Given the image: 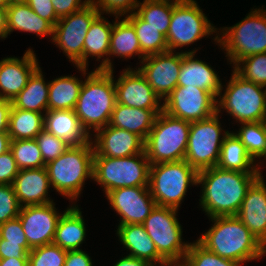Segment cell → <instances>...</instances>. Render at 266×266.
<instances>
[{"instance_id": "cell-1", "label": "cell", "mask_w": 266, "mask_h": 266, "mask_svg": "<svg viewBox=\"0 0 266 266\" xmlns=\"http://www.w3.org/2000/svg\"><path fill=\"white\" fill-rule=\"evenodd\" d=\"M261 173H244L218 167L198 172L197 184H202L200 204L212 217L237 216L248 188Z\"/></svg>"}, {"instance_id": "cell-2", "label": "cell", "mask_w": 266, "mask_h": 266, "mask_svg": "<svg viewBox=\"0 0 266 266\" xmlns=\"http://www.w3.org/2000/svg\"><path fill=\"white\" fill-rule=\"evenodd\" d=\"M112 66L110 59H104L81 86L74 111L88 134L89 129L97 131L110 123L117 102Z\"/></svg>"}, {"instance_id": "cell-3", "label": "cell", "mask_w": 266, "mask_h": 266, "mask_svg": "<svg viewBox=\"0 0 266 266\" xmlns=\"http://www.w3.org/2000/svg\"><path fill=\"white\" fill-rule=\"evenodd\" d=\"M210 219L214 221V225L198 239L208 250L240 264L259 259L266 253V247L237 216Z\"/></svg>"}, {"instance_id": "cell-4", "label": "cell", "mask_w": 266, "mask_h": 266, "mask_svg": "<svg viewBox=\"0 0 266 266\" xmlns=\"http://www.w3.org/2000/svg\"><path fill=\"white\" fill-rule=\"evenodd\" d=\"M93 142L70 146L57 159L46 164L50 184L61 195L72 200L82 190L86 178H93Z\"/></svg>"}, {"instance_id": "cell-5", "label": "cell", "mask_w": 266, "mask_h": 266, "mask_svg": "<svg viewBox=\"0 0 266 266\" xmlns=\"http://www.w3.org/2000/svg\"><path fill=\"white\" fill-rule=\"evenodd\" d=\"M191 123L160 112L144 144L150 164L184 160Z\"/></svg>"}, {"instance_id": "cell-6", "label": "cell", "mask_w": 266, "mask_h": 266, "mask_svg": "<svg viewBox=\"0 0 266 266\" xmlns=\"http://www.w3.org/2000/svg\"><path fill=\"white\" fill-rule=\"evenodd\" d=\"M149 169L145 151L122 158L94 156L92 179L104 187L105 194L124 187H148Z\"/></svg>"}, {"instance_id": "cell-7", "label": "cell", "mask_w": 266, "mask_h": 266, "mask_svg": "<svg viewBox=\"0 0 266 266\" xmlns=\"http://www.w3.org/2000/svg\"><path fill=\"white\" fill-rule=\"evenodd\" d=\"M197 176L186 160L150 164L148 187L158 206L178 209L189 184H197Z\"/></svg>"}, {"instance_id": "cell-8", "label": "cell", "mask_w": 266, "mask_h": 266, "mask_svg": "<svg viewBox=\"0 0 266 266\" xmlns=\"http://www.w3.org/2000/svg\"><path fill=\"white\" fill-rule=\"evenodd\" d=\"M226 29L222 38L214 39L225 48L234 65L248 56L266 53V10L251 11L241 22Z\"/></svg>"}, {"instance_id": "cell-9", "label": "cell", "mask_w": 266, "mask_h": 266, "mask_svg": "<svg viewBox=\"0 0 266 266\" xmlns=\"http://www.w3.org/2000/svg\"><path fill=\"white\" fill-rule=\"evenodd\" d=\"M263 88L233 71L225 93L220 101L217 100V113L224 108L241 123L266 121V91H262Z\"/></svg>"}, {"instance_id": "cell-10", "label": "cell", "mask_w": 266, "mask_h": 266, "mask_svg": "<svg viewBox=\"0 0 266 266\" xmlns=\"http://www.w3.org/2000/svg\"><path fill=\"white\" fill-rule=\"evenodd\" d=\"M177 209L156 205L144 220V226L158 253L168 262L184 260L189 244L182 243V229L176 218Z\"/></svg>"}, {"instance_id": "cell-11", "label": "cell", "mask_w": 266, "mask_h": 266, "mask_svg": "<svg viewBox=\"0 0 266 266\" xmlns=\"http://www.w3.org/2000/svg\"><path fill=\"white\" fill-rule=\"evenodd\" d=\"M218 113L213 116L192 122L188 144L184 160H186L197 172L215 167L219 160L220 149L226 134L220 140L221 127Z\"/></svg>"}, {"instance_id": "cell-12", "label": "cell", "mask_w": 266, "mask_h": 266, "mask_svg": "<svg viewBox=\"0 0 266 266\" xmlns=\"http://www.w3.org/2000/svg\"><path fill=\"white\" fill-rule=\"evenodd\" d=\"M100 11L89 2L84 8L62 17L54 25L52 40L76 64L84 75V41L93 20Z\"/></svg>"}, {"instance_id": "cell-13", "label": "cell", "mask_w": 266, "mask_h": 266, "mask_svg": "<svg viewBox=\"0 0 266 266\" xmlns=\"http://www.w3.org/2000/svg\"><path fill=\"white\" fill-rule=\"evenodd\" d=\"M215 31L196 1L180 0L173 7L166 35L168 51L194 43Z\"/></svg>"}, {"instance_id": "cell-14", "label": "cell", "mask_w": 266, "mask_h": 266, "mask_svg": "<svg viewBox=\"0 0 266 266\" xmlns=\"http://www.w3.org/2000/svg\"><path fill=\"white\" fill-rule=\"evenodd\" d=\"M163 111L187 122L207 119L217 113L216 97L198 87L177 86L162 104Z\"/></svg>"}, {"instance_id": "cell-15", "label": "cell", "mask_w": 266, "mask_h": 266, "mask_svg": "<svg viewBox=\"0 0 266 266\" xmlns=\"http://www.w3.org/2000/svg\"><path fill=\"white\" fill-rule=\"evenodd\" d=\"M173 54V51H166L148 55L141 61L145 64L138 68L161 99L166 98L178 86L182 52Z\"/></svg>"}, {"instance_id": "cell-16", "label": "cell", "mask_w": 266, "mask_h": 266, "mask_svg": "<svg viewBox=\"0 0 266 266\" xmlns=\"http://www.w3.org/2000/svg\"><path fill=\"white\" fill-rule=\"evenodd\" d=\"M54 206V203L51 202L20 208L18 217L31 249L53 242L57 223L61 217Z\"/></svg>"}, {"instance_id": "cell-17", "label": "cell", "mask_w": 266, "mask_h": 266, "mask_svg": "<svg viewBox=\"0 0 266 266\" xmlns=\"http://www.w3.org/2000/svg\"><path fill=\"white\" fill-rule=\"evenodd\" d=\"M113 209L121 216L119 225L142 224L157 205L149 187H124L106 194Z\"/></svg>"}, {"instance_id": "cell-18", "label": "cell", "mask_w": 266, "mask_h": 266, "mask_svg": "<svg viewBox=\"0 0 266 266\" xmlns=\"http://www.w3.org/2000/svg\"><path fill=\"white\" fill-rule=\"evenodd\" d=\"M114 84L117 103L147 110H163L159 103L161 98L139 70H123V74Z\"/></svg>"}, {"instance_id": "cell-19", "label": "cell", "mask_w": 266, "mask_h": 266, "mask_svg": "<svg viewBox=\"0 0 266 266\" xmlns=\"http://www.w3.org/2000/svg\"><path fill=\"white\" fill-rule=\"evenodd\" d=\"M96 133L94 156L122 158L144 152L145 141L135 133L109 124Z\"/></svg>"}, {"instance_id": "cell-20", "label": "cell", "mask_w": 266, "mask_h": 266, "mask_svg": "<svg viewBox=\"0 0 266 266\" xmlns=\"http://www.w3.org/2000/svg\"><path fill=\"white\" fill-rule=\"evenodd\" d=\"M35 56L28 49L22 59L9 57L0 61V99L12 101L24 89L32 73L39 67Z\"/></svg>"}, {"instance_id": "cell-21", "label": "cell", "mask_w": 266, "mask_h": 266, "mask_svg": "<svg viewBox=\"0 0 266 266\" xmlns=\"http://www.w3.org/2000/svg\"><path fill=\"white\" fill-rule=\"evenodd\" d=\"M237 217L266 247V185L261 175L248 188Z\"/></svg>"}, {"instance_id": "cell-22", "label": "cell", "mask_w": 266, "mask_h": 266, "mask_svg": "<svg viewBox=\"0 0 266 266\" xmlns=\"http://www.w3.org/2000/svg\"><path fill=\"white\" fill-rule=\"evenodd\" d=\"M50 185L46 167L19 170L12 183L21 207H23V203L24 206H28L53 202L46 197Z\"/></svg>"}, {"instance_id": "cell-23", "label": "cell", "mask_w": 266, "mask_h": 266, "mask_svg": "<svg viewBox=\"0 0 266 266\" xmlns=\"http://www.w3.org/2000/svg\"><path fill=\"white\" fill-rule=\"evenodd\" d=\"M195 50L182 52L178 86L198 87L221 97L222 85L216 72L205 62L193 59Z\"/></svg>"}, {"instance_id": "cell-24", "label": "cell", "mask_w": 266, "mask_h": 266, "mask_svg": "<svg viewBox=\"0 0 266 266\" xmlns=\"http://www.w3.org/2000/svg\"><path fill=\"white\" fill-rule=\"evenodd\" d=\"M44 129L63 139L69 146L88 143L90 135L82 127L74 110H49L44 115Z\"/></svg>"}, {"instance_id": "cell-25", "label": "cell", "mask_w": 266, "mask_h": 266, "mask_svg": "<svg viewBox=\"0 0 266 266\" xmlns=\"http://www.w3.org/2000/svg\"><path fill=\"white\" fill-rule=\"evenodd\" d=\"M119 240L127 249L129 256L161 265L168 263L157 251L154 242L150 239L142 224L119 225L117 229Z\"/></svg>"}, {"instance_id": "cell-26", "label": "cell", "mask_w": 266, "mask_h": 266, "mask_svg": "<svg viewBox=\"0 0 266 266\" xmlns=\"http://www.w3.org/2000/svg\"><path fill=\"white\" fill-rule=\"evenodd\" d=\"M162 111L134 108L116 102L109 125L135 133L145 141Z\"/></svg>"}, {"instance_id": "cell-27", "label": "cell", "mask_w": 266, "mask_h": 266, "mask_svg": "<svg viewBox=\"0 0 266 266\" xmlns=\"http://www.w3.org/2000/svg\"><path fill=\"white\" fill-rule=\"evenodd\" d=\"M78 207L68 208L59 218L53 242L65 250H78L86 235L85 223Z\"/></svg>"}, {"instance_id": "cell-28", "label": "cell", "mask_w": 266, "mask_h": 266, "mask_svg": "<svg viewBox=\"0 0 266 266\" xmlns=\"http://www.w3.org/2000/svg\"><path fill=\"white\" fill-rule=\"evenodd\" d=\"M13 30L39 35H53L54 27L38 16L27 3L10 4L7 7V36Z\"/></svg>"}, {"instance_id": "cell-29", "label": "cell", "mask_w": 266, "mask_h": 266, "mask_svg": "<svg viewBox=\"0 0 266 266\" xmlns=\"http://www.w3.org/2000/svg\"><path fill=\"white\" fill-rule=\"evenodd\" d=\"M253 162L254 160L249 155L240 139L235 133L228 132L223 139L216 167L244 173H260L258 167H251Z\"/></svg>"}, {"instance_id": "cell-30", "label": "cell", "mask_w": 266, "mask_h": 266, "mask_svg": "<svg viewBox=\"0 0 266 266\" xmlns=\"http://www.w3.org/2000/svg\"><path fill=\"white\" fill-rule=\"evenodd\" d=\"M49 83L46 84L38 67L24 89L11 101L14 108L42 113L48 111Z\"/></svg>"}, {"instance_id": "cell-31", "label": "cell", "mask_w": 266, "mask_h": 266, "mask_svg": "<svg viewBox=\"0 0 266 266\" xmlns=\"http://www.w3.org/2000/svg\"><path fill=\"white\" fill-rule=\"evenodd\" d=\"M83 82L64 76L49 82L48 111L74 110Z\"/></svg>"}, {"instance_id": "cell-32", "label": "cell", "mask_w": 266, "mask_h": 266, "mask_svg": "<svg viewBox=\"0 0 266 266\" xmlns=\"http://www.w3.org/2000/svg\"><path fill=\"white\" fill-rule=\"evenodd\" d=\"M43 129L42 113L11 107L8 129L11 140L35 139Z\"/></svg>"}, {"instance_id": "cell-33", "label": "cell", "mask_w": 266, "mask_h": 266, "mask_svg": "<svg viewBox=\"0 0 266 266\" xmlns=\"http://www.w3.org/2000/svg\"><path fill=\"white\" fill-rule=\"evenodd\" d=\"M116 20L113 24V30L110 39L109 55L118 57H131L138 54L142 60L146 57L141 52V47L137 38L134 26L124 18L122 21Z\"/></svg>"}, {"instance_id": "cell-34", "label": "cell", "mask_w": 266, "mask_h": 266, "mask_svg": "<svg viewBox=\"0 0 266 266\" xmlns=\"http://www.w3.org/2000/svg\"><path fill=\"white\" fill-rule=\"evenodd\" d=\"M113 25L101 16V13L93 20L84 41V69L87 66L88 56H97V60L103 55H109L110 39Z\"/></svg>"}, {"instance_id": "cell-35", "label": "cell", "mask_w": 266, "mask_h": 266, "mask_svg": "<svg viewBox=\"0 0 266 266\" xmlns=\"http://www.w3.org/2000/svg\"><path fill=\"white\" fill-rule=\"evenodd\" d=\"M180 0H144L139 3L135 13L148 25L157 28L165 36L168 33L173 7ZM139 7V8H138Z\"/></svg>"}, {"instance_id": "cell-36", "label": "cell", "mask_w": 266, "mask_h": 266, "mask_svg": "<svg viewBox=\"0 0 266 266\" xmlns=\"http://www.w3.org/2000/svg\"><path fill=\"white\" fill-rule=\"evenodd\" d=\"M125 18L134 26L141 52L145 56L168 51L166 36L157 28L148 25L135 12Z\"/></svg>"}, {"instance_id": "cell-37", "label": "cell", "mask_w": 266, "mask_h": 266, "mask_svg": "<svg viewBox=\"0 0 266 266\" xmlns=\"http://www.w3.org/2000/svg\"><path fill=\"white\" fill-rule=\"evenodd\" d=\"M235 135L240 139L253 160L266 157V121L243 122Z\"/></svg>"}, {"instance_id": "cell-38", "label": "cell", "mask_w": 266, "mask_h": 266, "mask_svg": "<svg viewBox=\"0 0 266 266\" xmlns=\"http://www.w3.org/2000/svg\"><path fill=\"white\" fill-rule=\"evenodd\" d=\"M10 151L20 170L46 167L35 139L11 140Z\"/></svg>"}, {"instance_id": "cell-39", "label": "cell", "mask_w": 266, "mask_h": 266, "mask_svg": "<svg viewBox=\"0 0 266 266\" xmlns=\"http://www.w3.org/2000/svg\"><path fill=\"white\" fill-rule=\"evenodd\" d=\"M184 266H239L240 263L225 259L204 247L198 240L189 243L188 251L185 254Z\"/></svg>"}, {"instance_id": "cell-40", "label": "cell", "mask_w": 266, "mask_h": 266, "mask_svg": "<svg viewBox=\"0 0 266 266\" xmlns=\"http://www.w3.org/2000/svg\"><path fill=\"white\" fill-rule=\"evenodd\" d=\"M242 64L243 68L240 67ZM234 71L246 81L266 87V53L248 56L239 61Z\"/></svg>"}, {"instance_id": "cell-41", "label": "cell", "mask_w": 266, "mask_h": 266, "mask_svg": "<svg viewBox=\"0 0 266 266\" xmlns=\"http://www.w3.org/2000/svg\"><path fill=\"white\" fill-rule=\"evenodd\" d=\"M67 250L54 243L35 247L28 255L29 266H64Z\"/></svg>"}, {"instance_id": "cell-42", "label": "cell", "mask_w": 266, "mask_h": 266, "mask_svg": "<svg viewBox=\"0 0 266 266\" xmlns=\"http://www.w3.org/2000/svg\"><path fill=\"white\" fill-rule=\"evenodd\" d=\"M45 165L57 159L70 146L63 140L43 129L35 138Z\"/></svg>"}, {"instance_id": "cell-43", "label": "cell", "mask_w": 266, "mask_h": 266, "mask_svg": "<svg viewBox=\"0 0 266 266\" xmlns=\"http://www.w3.org/2000/svg\"><path fill=\"white\" fill-rule=\"evenodd\" d=\"M20 204L12 185H0V225L19 216Z\"/></svg>"}, {"instance_id": "cell-44", "label": "cell", "mask_w": 266, "mask_h": 266, "mask_svg": "<svg viewBox=\"0 0 266 266\" xmlns=\"http://www.w3.org/2000/svg\"><path fill=\"white\" fill-rule=\"evenodd\" d=\"M0 243H19L30 252L31 248L28 245L19 217L0 225Z\"/></svg>"}, {"instance_id": "cell-45", "label": "cell", "mask_w": 266, "mask_h": 266, "mask_svg": "<svg viewBox=\"0 0 266 266\" xmlns=\"http://www.w3.org/2000/svg\"><path fill=\"white\" fill-rule=\"evenodd\" d=\"M90 3H92L99 11H106L107 13H112L118 16H122L126 14L129 11H133L138 6L137 0H90Z\"/></svg>"}, {"instance_id": "cell-46", "label": "cell", "mask_w": 266, "mask_h": 266, "mask_svg": "<svg viewBox=\"0 0 266 266\" xmlns=\"http://www.w3.org/2000/svg\"><path fill=\"white\" fill-rule=\"evenodd\" d=\"M19 170L10 150L0 154V185H12Z\"/></svg>"}, {"instance_id": "cell-47", "label": "cell", "mask_w": 266, "mask_h": 266, "mask_svg": "<svg viewBox=\"0 0 266 266\" xmlns=\"http://www.w3.org/2000/svg\"><path fill=\"white\" fill-rule=\"evenodd\" d=\"M30 8L42 19L47 20L53 27L58 22L52 0H27Z\"/></svg>"}, {"instance_id": "cell-48", "label": "cell", "mask_w": 266, "mask_h": 266, "mask_svg": "<svg viewBox=\"0 0 266 266\" xmlns=\"http://www.w3.org/2000/svg\"><path fill=\"white\" fill-rule=\"evenodd\" d=\"M90 0H85L81 3V0H52L54 11L57 17L68 16L88 5Z\"/></svg>"}, {"instance_id": "cell-49", "label": "cell", "mask_w": 266, "mask_h": 266, "mask_svg": "<svg viewBox=\"0 0 266 266\" xmlns=\"http://www.w3.org/2000/svg\"><path fill=\"white\" fill-rule=\"evenodd\" d=\"M29 252L19 243H0V259H28Z\"/></svg>"}, {"instance_id": "cell-50", "label": "cell", "mask_w": 266, "mask_h": 266, "mask_svg": "<svg viewBox=\"0 0 266 266\" xmlns=\"http://www.w3.org/2000/svg\"><path fill=\"white\" fill-rule=\"evenodd\" d=\"M64 266H92L91 259L81 249L67 250Z\"/></svg>"}, {"instance_id": "cell-51", "label": "cell", "mask_w": 266, "mask_h": 266, "mask_svg": "<svg viewBox=\"0 0 266 266\" xmlns=\"http://www.w3.org/2000/svg\"><path fill=\"white\" fill-rule=\"evenodd\" d=\"M11 107L10 100L0 99V132H8Z\"/></svg>"}, {"instance_id": "cell-52", "label": "cell", "mask_w": 266, "mask_h": 266, "mask_svg": "<svg viewBox=\"0 0 266 266\" xmlns=\"http://www.w3.org/2000/svg\"><path fill=\"white\" fill-rule=\"evenodd\" d=\"M114 266H153V265L146 260L138 259L128 255L120 259Z\"/></svg>"}, {"instance_id": "cell-53", "label": "cell", "mask_w": 266, "mask_h": 266, "mask_svg": "<svg viewBox=\"0 0 266 266\" xmlns=\"http://www.w3.org/2000/svg\"><path fill=\"white\" fill-rule=\"evenodd\" d=\"M0 37H7V8H0Z\"/></svg>"}, {"instance_id": "cell-54", "label": "cell", "mask_w": 266, "mask_h": 266, "mask_svg": "<svg viewBox=\"0 0 266 266\" xmlns=\"http://www.w3.org/2000/svg\"><path fill=\"white\" fill-rule=\"evenodd\" d=\"M0 266H29L28 259L7 258L0 259Z\"/></svg>"}, {"instance_id": "cell-55", "label": "cell", "mask_w": 266, "mask_h": 266, "mask_svg": "<svg viewBox=\"0 0 266 266\" xmlns=\"http://www.w3.org/2000/svg\"><path fill=\"white\" fill-rule=\"evenodd\" d=\"M10 136L8 132H0V154L6 153L10 150Z\"/></svg>"}, {"instance_id": "cell-56", "label": "cell", "mask_w": 266, "mask_h": 266, "mask_svg": "<svg viewBox=\"0 0 266 266\" xmlns=\"http://www.w3.org/2000/svg\"><path fill=\"white\" fill-rule=\"evenodd\" d=\"M21 3H27V0H8V4H21Z\"/></svg>"}, {"instance_id": "cell-57", "label": "cell", "mask_w": 266, "mask_h": 266, "mask_svg": "<svg viewBox=\"0 0 266 266\" xmlns=\"http://www.w3.org/2000/svg\"><path fill=\"white\" fill-rule=\"evenodd\" d=\"M8 6V0H0V8H7Z\"/></svg>"}, {"instance_id": "cell-58", "label": "cell", "mask_w": 266, "mask_h": 266, "mask_svg": "<svg viewBox=\"0 0 266 266\" xmlns=\"http://www.w3.org/2000/svg\"><path fill=\"white\" fill-rule=\"evenodd\" d=\"M180 263V264H179ZM184 266L182 262H175V263H166L164 265H161V266Z\"/></svg>"}]
</instances>
